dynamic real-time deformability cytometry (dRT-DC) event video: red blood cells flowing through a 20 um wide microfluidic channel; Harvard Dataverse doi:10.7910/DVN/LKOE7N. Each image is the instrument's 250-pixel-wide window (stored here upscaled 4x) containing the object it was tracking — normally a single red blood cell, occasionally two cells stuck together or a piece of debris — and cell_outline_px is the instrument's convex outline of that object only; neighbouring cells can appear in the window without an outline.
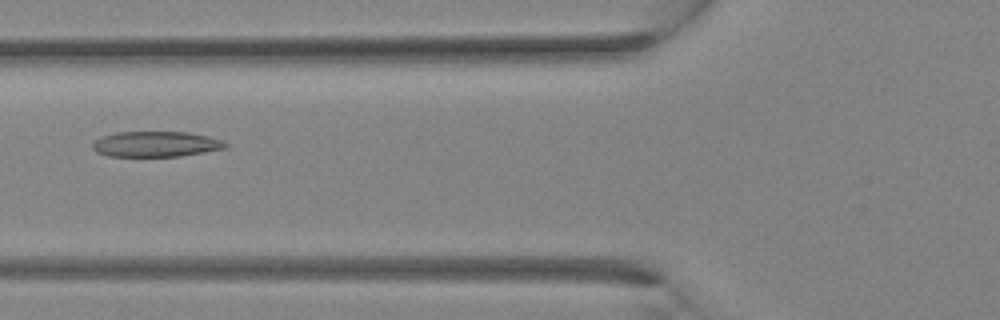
{"species": "Egyptian fruit bat (a non-hibernating species)", "species_latin": "Rousettus aegyptiacus", "temperature_condition": "room temperature", "stored_images_in_passage": 25, "camera_frame_rate_fps": 3000, "um_per_image_px": 0.085, "animal": {"sex": "female"}, "frame": {"image": 1, "passage_image": 6, "time_ms": 1.667, "image_size_px": [1000, 320], "cell_outline_px": [[228, 148], [180, 156], [108, 156], [96, 152], [92, 148], [92, 144], [100, 136], [116, 132], [188, 132], [208, 136], [224, 140], [228, 144]], "centroid_in_image_um": [13.27, 12.24], "position_along_channel_um": 112.5, "area_um2": 19.88}}
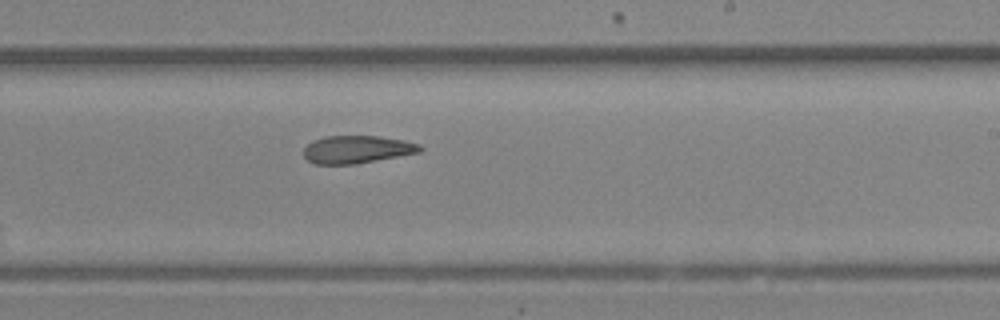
{"frame": {"image": 2, "passage_image": 13, "time_ms": 4.0, "image_size_px": [1000, 320], "cell_outline_px": [[424, 148], [420, 152], [356, 164], [316, 164], [308, 160], [304, 156], [304, 148], [312, 140], [324, 136], [376, 136], [404, 140], [420, 144]], "centroid_in_image_um": [30.34, 12.7], "position_along_channel_um": 258.7, "area_um2": 18.79}}
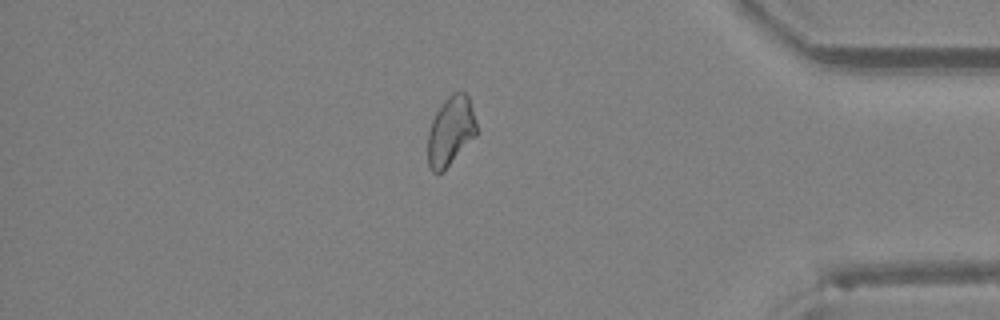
{"frame": {"image": 3, "passage_image": 21, "time_ms": 6.667, "image_size_px": [1000, 320], "cell_outline_px": [[476, 136], [440, 172], [432, 172], [428, 168], [428, 132], [432, 120], [436, 112], [444, 100], [452, 92], [464, 92], [468, 96], [476, 124]], "centroid_in_image_um": [38.28, 11.11], "position_along_channel_um": 396.9, "area_um2": 19.19}}